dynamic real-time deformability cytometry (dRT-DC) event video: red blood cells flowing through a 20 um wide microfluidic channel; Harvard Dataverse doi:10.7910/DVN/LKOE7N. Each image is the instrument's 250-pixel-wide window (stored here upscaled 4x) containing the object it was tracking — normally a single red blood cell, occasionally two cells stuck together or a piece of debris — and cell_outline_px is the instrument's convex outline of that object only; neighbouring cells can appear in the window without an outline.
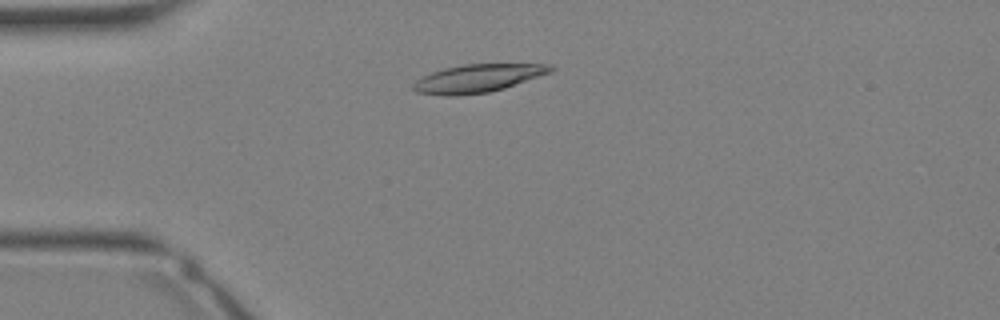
{"species": "Egyptian fruit bat (a non-hibernating species)", "species_latin": "Rousettus aegyptiacus", "temperature_condition": "warm", "stored_images_in_passage": 10, "camera_frame_rate_fps": 3000, "um_per_image_px": 0.085, "animal": {"sex": "female"}, "frame": {"image": 1, "passage_image": 6, "time_ms": 1.667, "image_size_px": [1000, 320], "cell_outline_px": [[556, 68], [552, 72], [504, 88], [488, 92], [456, 96], [448, 96], [416, 92], [412, 88], [412, 84], [416, 80], [432, 72], [444, 68], [464, 64], [552, 64]], "centroid_in_image_um": [40.63, 6.65], "position_along_channel_um": 44.4, "area_um2": 22.43}}
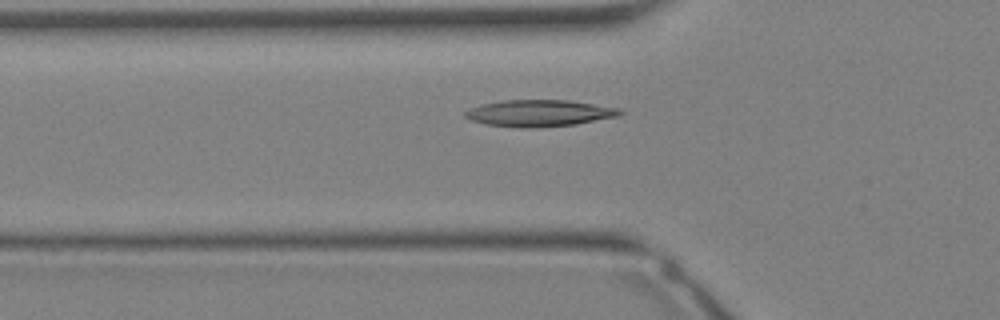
{"frame": {"image": 2, "passage_image": 9, "time_ms": 2.667, "image_size_px": [1000, 320], "cell_outline_px": [[624, 112], [620, 116], [576, 124], [528, 128], [520, 128], [488, 124], [472, 120], [464, 116], [464, 112], [468, 108], [480, 104], [504, 100], [568, 100], [620, 108]], "centroid_in_image_um": [45.85, 9.61], "position_along_channel_um": 80.0, "area_um2": 24.04}}